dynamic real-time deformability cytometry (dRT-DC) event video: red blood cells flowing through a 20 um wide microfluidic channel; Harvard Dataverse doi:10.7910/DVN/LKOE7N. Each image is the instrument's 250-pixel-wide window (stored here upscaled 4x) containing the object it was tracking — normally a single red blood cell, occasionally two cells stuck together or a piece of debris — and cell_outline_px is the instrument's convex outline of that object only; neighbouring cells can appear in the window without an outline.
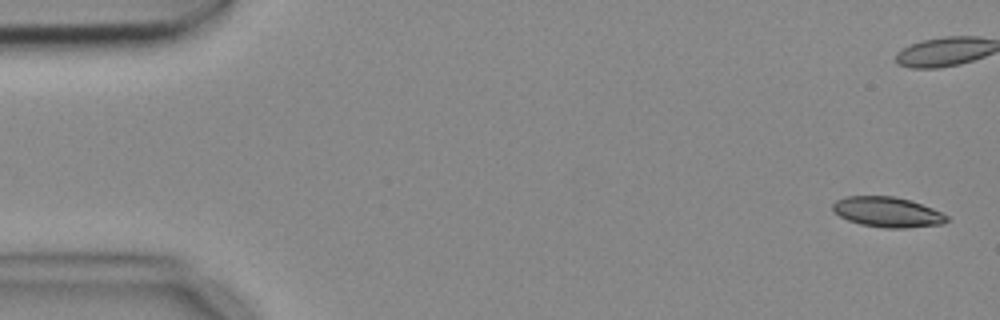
{"species": "common noctule bat (a hibernating species)", "species_latin": "Nyctalus noctula", "temperature_condition": "cold", "stored_images_in_passage": 8, "camera_frame_rate_fps": 3000, "um_per_image_px": 0.085, "animal": {"sex": "female", "body_mass_g": 18.4}, "frame": {"image": 1, "passage_image": 1, "time_ms": 0.0, "image_size_px": [1000, 320], "cell_outline_px": [[948, 220], [944, 224], [904, 228], [884, 228], [860, 224], [848, 220], [840, 216], [832, 208], [832, 204], [836, 200], [848, 196], [892, 196], [908, 200], [932, 208], [948, 216]], "centroid_in_image_um": [75.43, 18.03], "position_along_channel_um": 9.6, "area_um2": 19.88}}
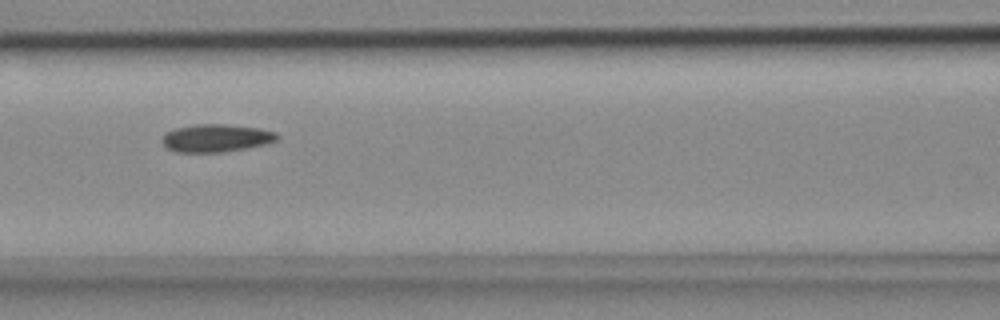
{"frame": {"image": 2, "passage_image": 7, "time_ms": 2.0, "image_size_px": [1000, 320], "cell_outline_px": [[280, 136], [276, 140], [264, 144], [244, 148], [220, 152], [176, 152], [168, 148], [160, 140], [168, 132], [176, 128], [196, 124], [224, 124], [260, 128], [276, 132]], "centroid_in_image_um": [18.38, 11.73], "position_along_channel_um": 148.2, "area_um2": 18.38}}
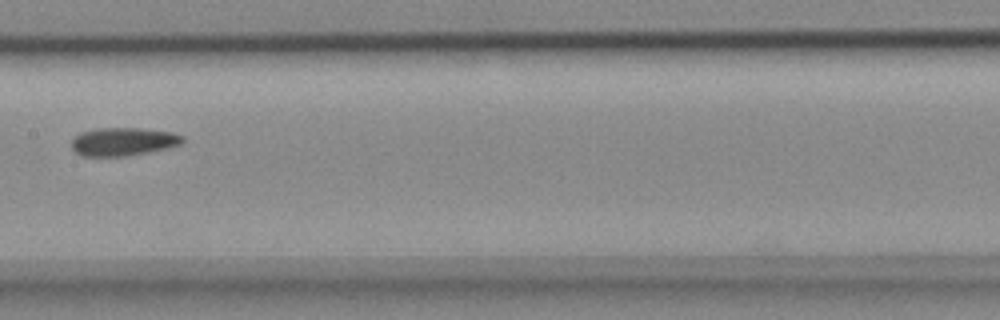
{"frame": {"image": 3, "passage_image": 8, "time_ms": 2.333, "image_size_px": [1000, 320], "cell_outline_px": [[184, 140], [180, 144], [168, 148], [128, 156], [84, 156], [76, 152], [72, 148], [72, 140], [80, 132], [96, 128], [140, 128], [172, 132], [184, 136]], "centroid_in_image_um": [10.48, 12.03], "position_along_channel_um": 196.9, "area_um2": 18.26}}